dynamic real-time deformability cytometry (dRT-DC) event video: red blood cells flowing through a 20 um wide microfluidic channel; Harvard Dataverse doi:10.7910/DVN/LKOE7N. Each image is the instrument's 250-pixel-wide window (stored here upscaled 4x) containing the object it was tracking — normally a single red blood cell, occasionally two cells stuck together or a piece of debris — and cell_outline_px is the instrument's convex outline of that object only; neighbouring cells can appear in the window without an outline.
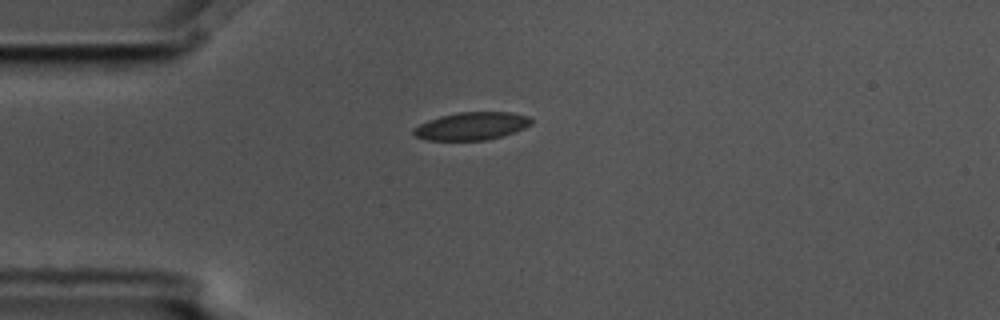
{"species": "common noctule bat (a hibernating species)", "species_latin": "Nyctalus noctula", "temperature_condition": "cold", "stored_images_in_passage": 12, "camera_frame_rate_fps": 3000, "um_per_image_px": 0.085, "animal": {"sex": "male", "body_mass_g": 17.5, "forearm_length_mm": 52.3}, "frame": {"image": 1, "passage_image": 1, "time_ms": 0.0, "image_size_px": [1000, 320], "cell_outline_px": [[532, 124], [516, 132], [484, 140], [424, 140], [416, 136], [412, 132], [412, 128], [428, 120], [440, 116], [460, 112], [508, 112], [528, 116], [532, 120]], "centroid_in_image_um": [40.07, 10.71], "position_along_channel_um": 44.9, "area_um2": 19.02}}
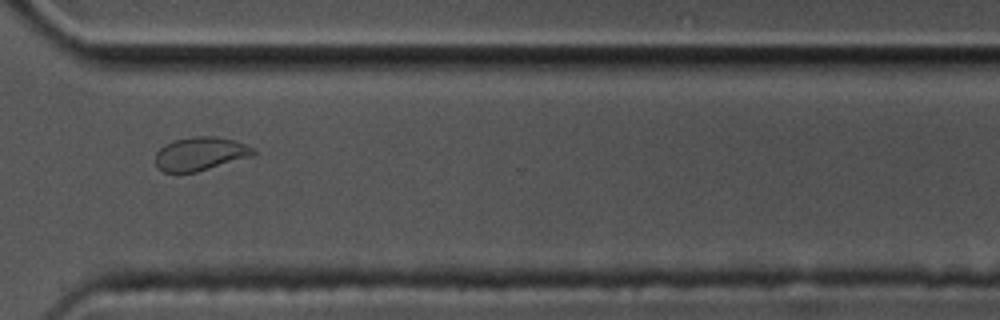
{"frame": {"image": 2, "passage_image": 9, "time_ms": 2.667, "image_size_px": [1000, 320], "cell_outline_px": [[256, 152], [252, 156], [196, 172], [164, 172], [156, 164], [156, 152], [164, 144], [176, 140], [192, 136], [216, 136], [232, 140], [256, 148]], "centroid_in_image_um": [17.04, 13.06], "position_along_channel_um": 353.6, "area_um2": 18.96}}